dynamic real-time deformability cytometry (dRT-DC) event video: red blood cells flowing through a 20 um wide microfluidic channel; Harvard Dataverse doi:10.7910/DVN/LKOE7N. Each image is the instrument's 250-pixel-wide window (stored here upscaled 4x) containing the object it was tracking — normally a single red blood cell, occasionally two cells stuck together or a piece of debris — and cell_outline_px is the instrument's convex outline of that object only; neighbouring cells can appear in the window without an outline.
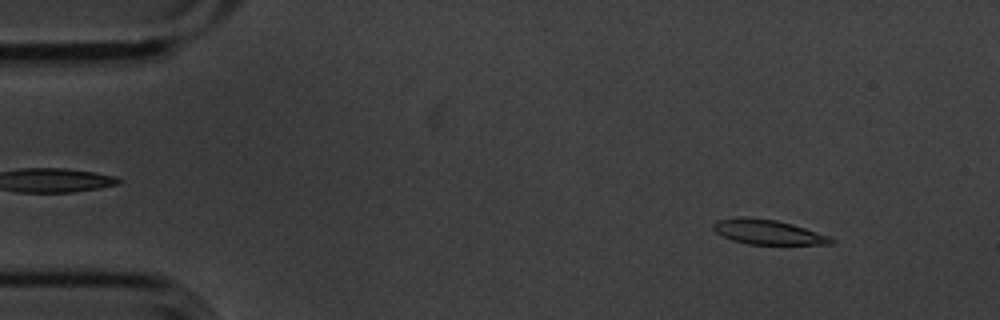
{"species": "common noctule bat (a hibernating species)", "species_latin": "Nyctalus noctula", "temperature_condition": "cold", "stored_images_in_passage": 3, "camera_frame_rate_fps": 3000, "um_per_image_px": 0.085, "animal": {"sex": "male", "body_mass_g": 20.1, "forearm_length_mm": 53.5}, "frame": {"image": 1, "passage_image": 1, "time_ms": 0.0, "image_size_px": [1000, 320], "cell_outline_px": [[836, 240], [832, 244], [748, 244], [732, 240], [716, 232], [712, 228], [712, 224], [716, 220], [744, 216], [776, 220], [792, 224], [828, 236]], "centroid_in_image_um": [65.23, 19.72], "position_along_channel_um": 19.8, "area_um2": 16.82}}
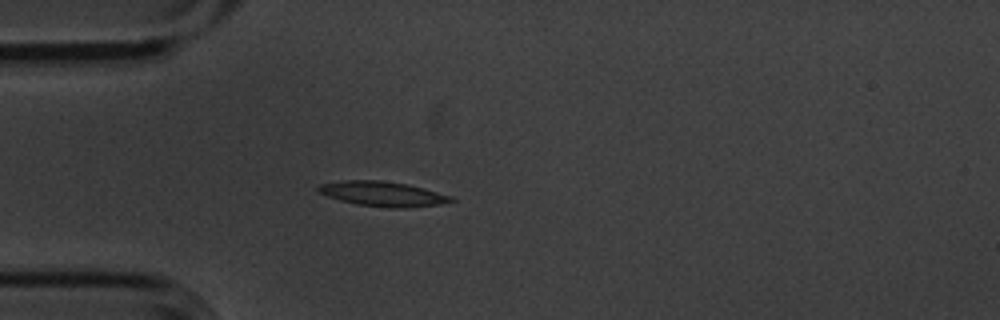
{"frame": {"image": 2, "passage_image": 3, "time_ms": 0.667, "image_size_px": [1000, 320], "cell_outline_px": [[456, 200], [440, 204], [404, 208], [392, 208], [356, 204], [340, 200], [328, 196], [320, 192], [316, 188], [320, 184], [344, 180], [380, 180], [408, 184], [424, 188], [452, 196]], "centroid_in_image_um": [32.55, 16.47], "position_along_channel_um": 52.4, "area_um2": 19.13}}